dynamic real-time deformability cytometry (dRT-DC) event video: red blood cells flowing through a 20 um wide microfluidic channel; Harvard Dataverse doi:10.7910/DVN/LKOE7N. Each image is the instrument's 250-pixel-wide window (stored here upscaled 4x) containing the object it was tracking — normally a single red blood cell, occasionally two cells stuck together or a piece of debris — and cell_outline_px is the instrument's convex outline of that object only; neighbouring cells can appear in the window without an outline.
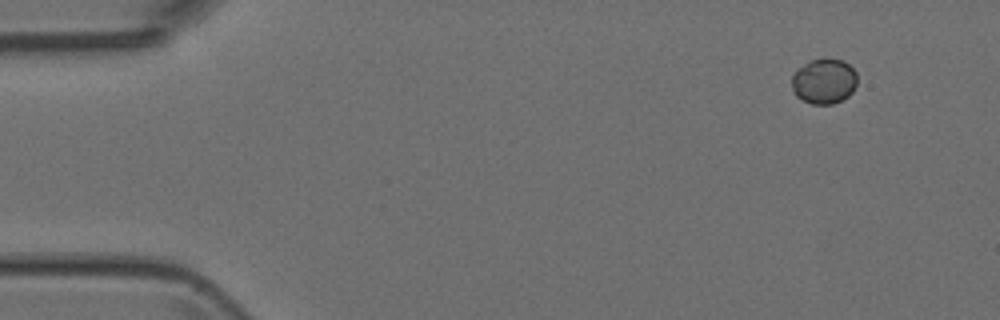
{"species": "Egyptian fruit bat (a non-hibernating species)", "species_latin": "Rousettus aegyptiacus", "temperature_condition": "room temperature", "stored_images_in_passage": 4, "camera_frame_rate_fps": 3000, "um_per_image_px": 0.085, "animal": {"sex": "female"}, "frame": {"image": 1, "passage_image": 1, "time_ms": 0.0, "image_size_px": [1000, 320], "cell_outline_px": [[856, 84], [852, 92], [848, 96], [832, 104], [812, 104], [796, 96], [792, 92], [792, 76], [804, 64], [812, 60], [844, 60], [856, 72]], "centroid_in_image_um": [70.04, 6.93], "position_along_channel_um": 15.0, "area_um2": 16.88}}
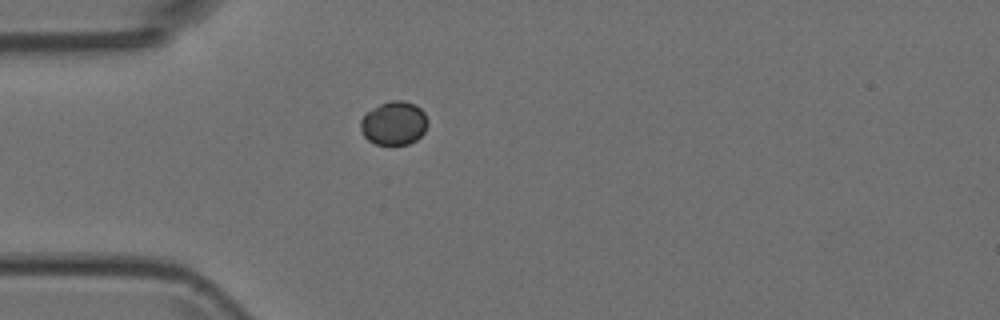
{"frame": {"image": 2, "passage_image": 4, "time_ms": 3.333, "image_size_px": [1000, 320], "cell_outline_px": [[428, 124], [424, 132], [416, 140], [408, 144], [376, 144], [368, 140], [364, 136], [360, 128], [360, 120], [368, 112], [380, 104], [392, 100], [400, 100], [416, 104], [424, 112], [428, 120]], "centroid_in_image_um": [33.5, 10.47], "position_along_channel_um": 51.5, "area_um2": 16.99}}